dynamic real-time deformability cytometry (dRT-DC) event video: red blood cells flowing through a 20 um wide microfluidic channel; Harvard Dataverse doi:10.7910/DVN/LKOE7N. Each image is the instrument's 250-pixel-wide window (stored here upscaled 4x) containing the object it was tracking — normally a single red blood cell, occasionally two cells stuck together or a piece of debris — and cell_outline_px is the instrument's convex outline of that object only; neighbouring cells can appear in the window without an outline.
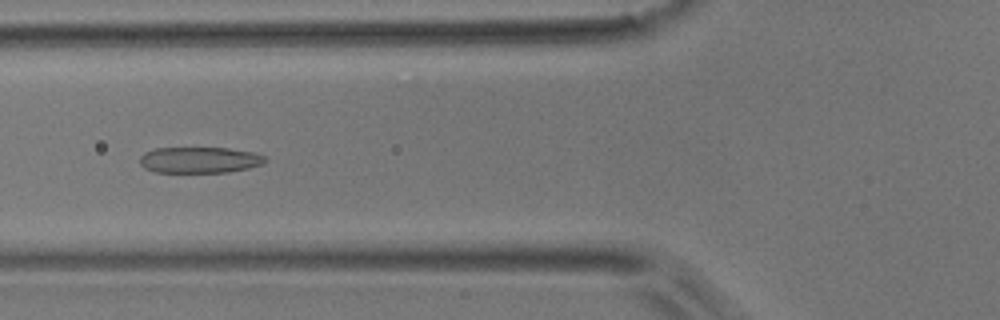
{"species": "common noctule bat (a hibernating species)", "species_latin": "Nyctalus noctula", "temperature_condition": "room temperature", "stored_images_in_passage": 40, "camera_frame_rate_fps": 3000, "um_per_image_px": 0.085, "animal": {"sex": "male", "body_mass_g": 17.9}, "frame": {"image": 1, "passage_image": 19, "time_ms": 6.0, "image_size_px": [1000, 320], "cell_outline_px": [[268, 160], [264, 164], [248, 168], [228, 172], [156, 172], [144, 168], [140, 164], [140, 156], [144, 152], [156, 148], [228, 148], [252, 152], [264, 156]], "centroid_in_image_um": [16.96, 13.6], "position_along_channel_um": 108.8, "area_um2": 19.07}}
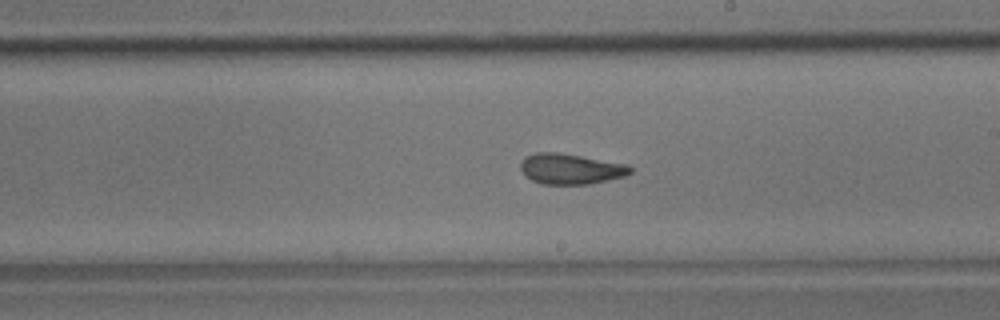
{"frame": {"image": 2, "passage_image": 29, "time_ms": 9.333, "image_size_px": [1000, 320], "cell_outline_px": [[632, 172], [624, 176], [608, 180], [588, 184], [544, 184], [532, 180], [524, 176], [520, 168], [520, 164], [524, 156], [536, 152], [556, 152], [628, 164], [632, 168]], "centroid_in_image_um": [48.47, 14.35], "position_along_channel_um": 240.5, "area_um2": 19.54}}
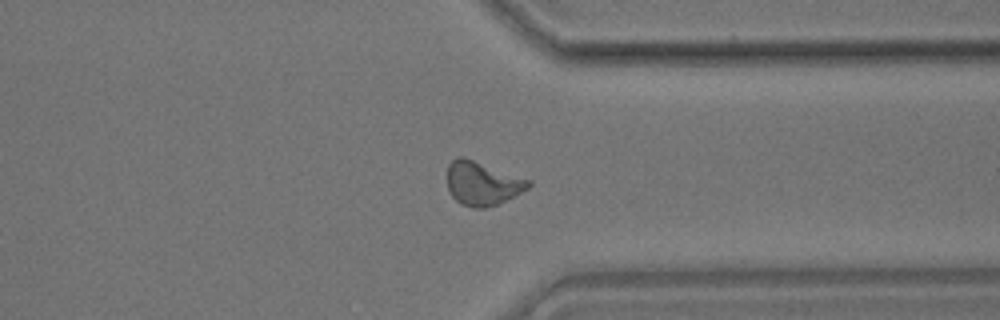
{"frame": {"image": 3, "passage_image": 39, "time_ms": 12.667, "image_size_px": [1000, 320], "cell_outline_px": [[532, 184], [528, 188], [496, 204], [484, 208], [472, 208], [460, 204], [448, 192], [448, 164], [456, 156], [464, 156], [532, 180]], "centroid_in_image_um": [40.98, 15.56], "position_along_channel_um": 370.4, "area_um2": 20.81}}